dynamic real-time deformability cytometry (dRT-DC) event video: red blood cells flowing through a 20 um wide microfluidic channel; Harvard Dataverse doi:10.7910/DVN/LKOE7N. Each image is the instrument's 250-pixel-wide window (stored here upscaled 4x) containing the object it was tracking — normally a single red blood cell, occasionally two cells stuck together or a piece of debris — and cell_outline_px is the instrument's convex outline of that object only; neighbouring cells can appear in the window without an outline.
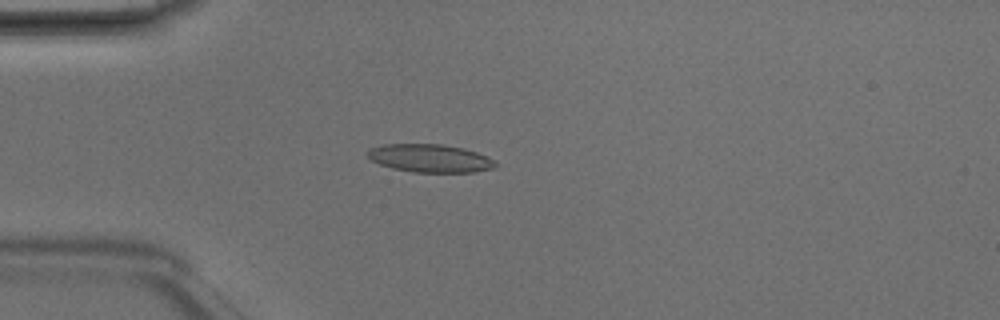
{"species": "Egyptian fruit bat (a non-hibernating species)", "species_latin": "Rousettus aegyptiacus", "temperature_condition": "room temperature", "stored_images_in_passage": 5, "camera_frame_rate_fps": 3000, "um_per_image_px": 0.085, "animal": {"sex": "male"}, "frame": {"image": 1, "passage_image": 4, "time_ms": 1.0, "image_size_px": [1000, 320], "cell_outline_px": [[500, 164], [496, 168], [472, 172], [412, 172], [392, 168], [380, 164], [372, 160], [368, 156], [368, 152], [372, 148], [384, 144], [440, 144], [464, 148], [488, 156]], "centroid_in_image_um": [36.62, 13.46], "position_along_channel_um": 48.4, "area_um2": 20.92}}